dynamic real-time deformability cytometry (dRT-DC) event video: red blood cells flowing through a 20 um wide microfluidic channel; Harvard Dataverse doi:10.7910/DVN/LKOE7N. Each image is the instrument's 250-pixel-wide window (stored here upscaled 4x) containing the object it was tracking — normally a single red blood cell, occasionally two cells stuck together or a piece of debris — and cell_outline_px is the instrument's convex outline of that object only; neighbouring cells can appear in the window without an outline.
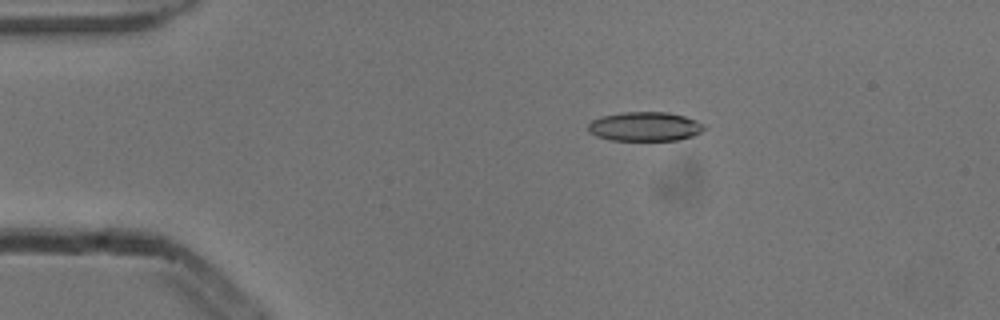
{"species": "common noctule bat (a hibernating species)", "species_latin": "Nyctalus noctula", "temperature_condition": "cold", "stored_images_in_passage": 4, "camera_frame_rate_fps": 3000, "um_per_image_px": 0.085, "animal": {"sex": "male", "body_mass_g": 13.3}, "frame": {"image": 1, "passage_image": 1, "time_ms": 0.0, "image_size_px": [1000, 320], "cell_outline_px": [[704, 128], [700, 132], [692, 136], [676, 140], [608, 140], [596, 136], [588, 132], [588, 124], [592, 120], [600, 116], [624, 112], [668, 112], [684, 116], [696, 120], [704, 124]], "centroid_in_image_um": [54.77, 10.75], "position_along_channel_um": 30.2, "area_um2": 19.77}}
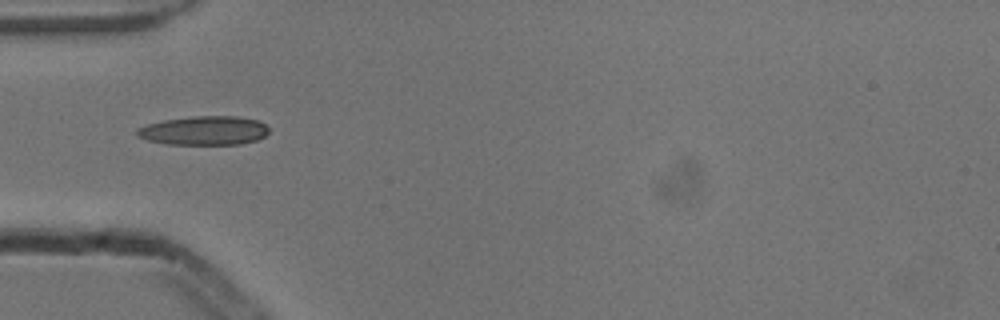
{"frame": {"image": 2, "passage_image": 3, "time_ms": 0.667, "image_size_px": [1000, 320], "cell_outline_px": [[268, 132], [264, 136], [256, 140], [240, 144], [168, 144], [148, 140], [136, 136], [136, 128], [148, 124], [164, 120], [196, 116], [236, 116], [256, 120], [264, 124], [268, 128]], "centroid_in_image_um": [17.32, 11.1], "position_along_channel_um": 67.7, "area_um2": 22.08}}
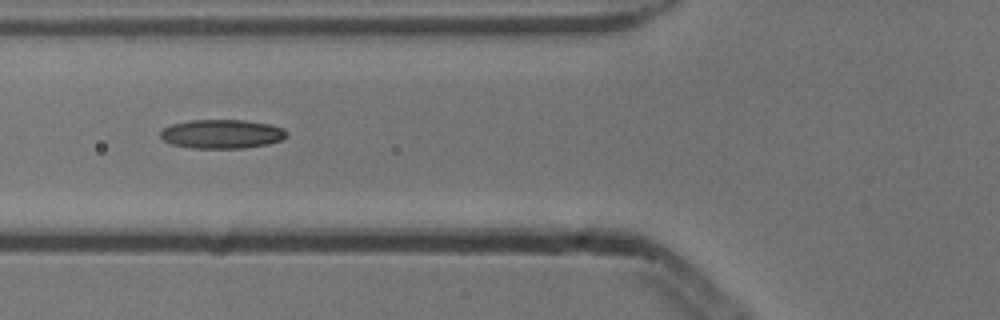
{"frame": {"image": 3, "passage_image": 4, "time_ms": 1.0, "image_size_px": [1000, 320], "cell_outline_px": [[288, 136], [280, 140], [268, 144], [244, 148], [192, 148], [172, 144], [164, 140], [160, 136], [160, 132], [164, 128], [172, 124], [188, 120], [244, 120], [272, 124], [284, 128], [288, 132]], "centroid_in_image_um": [18.89, 11.38], "position_along_channel_um": 106.9, "area_um2": 21.44}}